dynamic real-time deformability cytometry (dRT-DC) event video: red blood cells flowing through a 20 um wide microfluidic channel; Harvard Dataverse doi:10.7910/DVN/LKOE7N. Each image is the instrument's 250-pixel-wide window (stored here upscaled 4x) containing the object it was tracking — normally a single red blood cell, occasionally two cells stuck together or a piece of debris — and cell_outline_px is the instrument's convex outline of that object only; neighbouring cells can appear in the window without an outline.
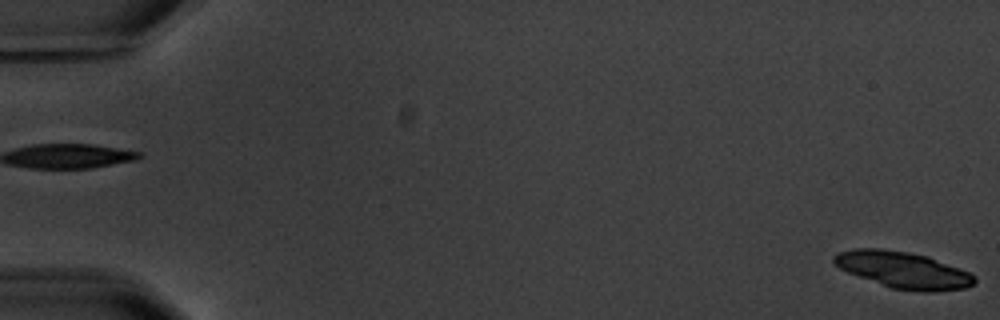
{"species": "common noctule bat (a hibernating species)", "species_latin": "Nyctalus noctula", "temperature_condition": "warm", "stored_images_in_passage": 5, "segment_of_instrument_passage": [2, 2], "camera_frame_rate_fps": 3000, "um_per_image_px": 0.085, "animal": {"sex": "male", "body_mass_g": 20.1, "forearm_length_mm": 53.5}, "frame": {"image": 1, "passage_image": 5, "time_ms": 6.0, "image_size_px": [1000, 320], "cell_outline_px": [[976, 280], [972, 284], [964, 288], [932, 292], [920, 292], [892, 288], [848, 272], [840, 268], [832, 260], [832, 256], [840, 252], [852, 248], [880, 248], [908, 252], [928, 256], [960, 268], [968, 272]], "centroid_in_image_um": [76.75, 22.94], "position_along_channel_um": 8.2, "area_um2": 29.65}}